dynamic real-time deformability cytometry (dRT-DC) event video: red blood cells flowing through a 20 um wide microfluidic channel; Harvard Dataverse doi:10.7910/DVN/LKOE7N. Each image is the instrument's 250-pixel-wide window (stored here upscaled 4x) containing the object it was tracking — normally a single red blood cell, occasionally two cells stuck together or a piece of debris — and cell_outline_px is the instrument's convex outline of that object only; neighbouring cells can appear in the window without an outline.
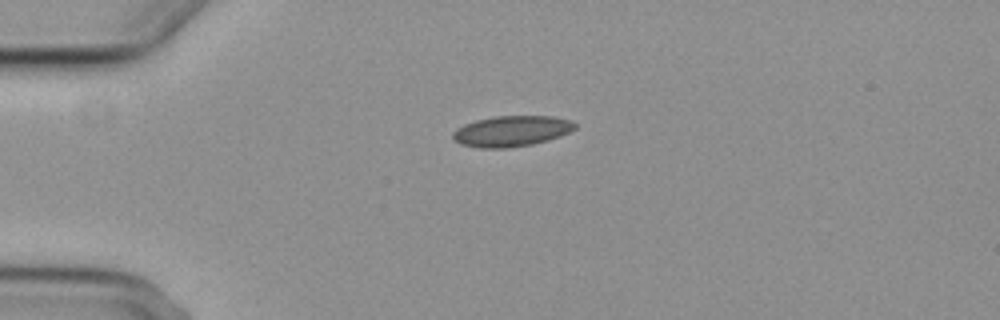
{"species": "common noctule bat (a hibernating species)", "species_latin": "Nyctalus noctula", "temperature_condition": "cold", "stored_images_in_passage": 2, "camera_frame_rate_fps": 3000, "um_per_image_px": 0.085, "animal": {"sex": "female", "body_mass_g": 29.2, "forearm_length_mm": 56.3}, "frame": {"image": 1, "passage_image": 1, "time_ms": 0.0, "image_size_px": [1000, 320], "cell_outline_px": [[576, 128], [560, 136], [532, 144], [508, 148], [480, 148], [460, 144], [452, 140], [452, 132], [456, 128], [464, 124], [476, 120], [496, 116], [552, 116], [572, 120], [576, 124]], "centroid_in_image_um": [43.44, 11.14], "position_along_channel_um": 41.6, "area_um2": 21.96}}